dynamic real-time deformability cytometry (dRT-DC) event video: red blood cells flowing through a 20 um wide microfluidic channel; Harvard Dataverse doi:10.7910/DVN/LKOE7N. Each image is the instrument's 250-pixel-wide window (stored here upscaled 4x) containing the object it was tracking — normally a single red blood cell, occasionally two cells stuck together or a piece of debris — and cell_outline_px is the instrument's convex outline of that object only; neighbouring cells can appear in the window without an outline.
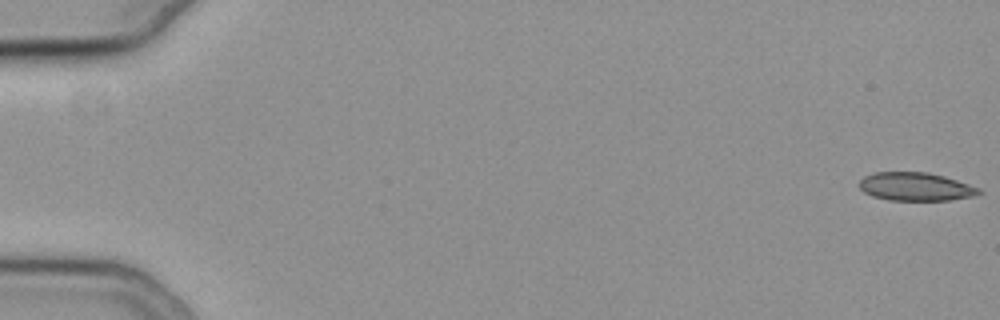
{"species": "common noctule bat (a hibernating species)", "species_latin": "Nyctalus noctula", "temperature_condition": "cold", "stored_images_in_passage": 56, "camera_frame_rate_fps": 3000, "um_per_image_px": 0.085, "animal": {"sex": "female", "body_mass_g": 19.3, "forearm_length_mm": 54.1}, "frame": {"image": 1, "passage_image": 1, "time_ms": 0.0, "image_size_px": [1000, 320], "cell_outline_px": [[984, 192], [972, 196], [948, 200], [888, 200], [872, 196], [864, 192], [860, 188], [860, 180], [864, 176], [872, 172], [928, 172], [944, 176], [980, 188]], "centroid_in_image_um": [77.81, 15.86], "position_along_channel_um": 7.2, "area_um2": 19.71}}
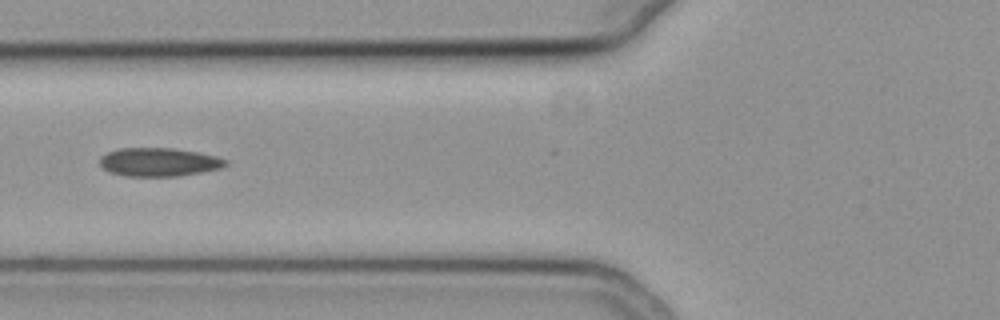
{"frame": {"image": 2, "passage_image": 23, "time_ms": 7.333, "image_size_px": [1000, 320], "cell_outline_px": [[228, 164], [220, 168], [180, 176], [128, 176], [108, 172], [100, 164], [100, 156], [116, 148], [172, 148], [196, 152], [216, 156], [228, 160]], "centroid_in_image_um": [13.49, 13.77], "position_along_channel_um": 112.3, "area_um2": 20.87}}
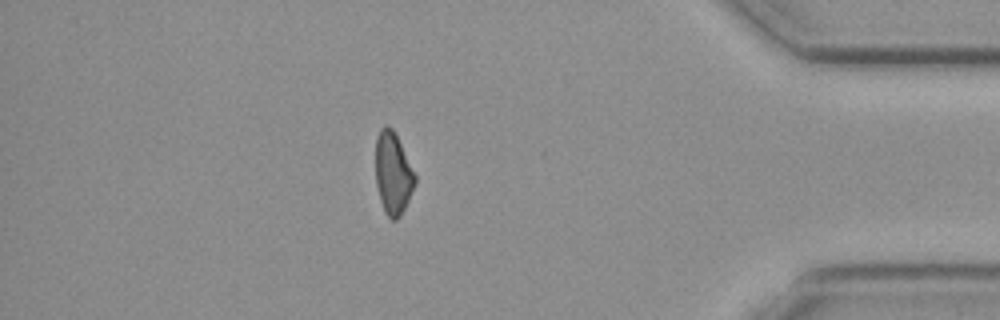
{"frame": {"image": 3, "passage_image": 49, "time_ms": 16.0, "image_size_px": [1000, 320], "cell_outline_px": [[416, 180], [408, 200], [400, 216], [396, 220], [392, 220], [384, 212], [380, 200], [376, 184], [376, 136], [380, 128], [384, 124], [388, 124], [392, 128], [416, 176]], "centroid_in_image_um": [33.38, 14.72], "position_along_channel_um": 401.8, "area_um2": 18.61}}